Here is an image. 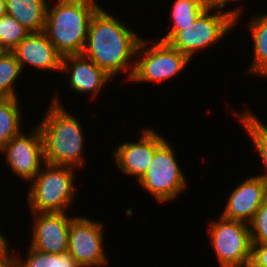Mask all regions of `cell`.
Here are the masks:
<instances>
[{"mask_svg": "<svg viewBox=\"0 0 267 267\" xmlns=\"http://www.w3.org/2000/svg\"><path fill=\"white\" fill-rule=\"evenodd\" d=\"M120 20L100 6L90 20L82 54L112 78L129 72L126 79L130 81L142 38Z\"/></svg>", "mask_w": 267, "mask_h": 267, "instance_id": "cell-1", "label": "cell"}, {"mask_svg": "<svg viewBox=\"0 0 267 267\" xmlns=\"http://www.w3.org/2000/svg\"><path fill=\"white\" fill-rule=\"evenodd\" d=\"M57 94L51 97V105L45 110L43 120L37 124L43 137L45 163L84 168L86 139L82 124L64 108Z\"/></svg>", "mask_w": 267, "mask_h": 267, "instance_id": "cell-2", "label": "cell"}, {"mask_svg": "<svg viewBox=\"0 0 267 267\" xmlns=\"http://www.w3.org/2000/svg\"><path fill=\"white\" fill-rule=\"evenodd\" d=\"M97 2L57 0L53 7L47 5L44 33L62 57L82 54L90 20L100 7Z\"/></svg>", "mask_w": 267, "mask_h": 267, "instance_id": "cell-3", "label": "cell"}, {"mask_svg": "<svg viewBox=\"0 0 267 267\" xmlns=\"http://www.w3.org/2000/svg\"><path fill=\"white\" fill-rule=\"evenodd\" d=\"M236 7L226 12L224 8L208 6L187 26L169 25L168 32L160 40L168 42L192 61L195 53L197 55L198 51L211 48L234 29L233 26L238 24V19L243 13L241 7Z\"/></svg>", "mask_w": 267, "mask_h": 267, "instance_id": "cell-4", "label": "cell"}, {"mask_svg": "<svg viewBox=\"0 0 267 267\" xmlns=\"http://www.w3.org/2000/svg\"><path fill=\"white\" fill-rule=\"evenodd\" d=\"M71 166L44 164L30 182L27 202L30 212H66L77 193Z\"/></svg>", "mask_w": 267, "mask_h": 267, "instance_id": "cell-5", "label": "cell"}, {"mask_svg": "<svg viewBox=\"0 0 267 267\" xmlns=\"http://www.w3.org/2000/svg\"><path fill=\"white\" fill-rule=\"evenodd\" d=\"M149 43V44H148ZM151 44V45H150ZM135 67L130 79L138 83L168 81L188 66L191 61L168 42L141 39L135 56Z\"/></svg>", "mask_w": 267, "mask_h": 267, "instance_id": "cell-6", "label": "cell"}, {"mask_svg": "<svg viewBox=\"0 0 267 267\" xmlns=\"http://www.w3.org/2000/svg\"><path fill=\"white\" fill-rule=\"evenodd\" d=\"M173 147L165 141L156 151L144 176L138 181L157 202L166 204L186 190L185 174L178 164Z\"/></svg>", "mask_w": 267, "mask_h": 267, "instance_id": "cell-7", "label": "cell"}, {"mask_svg": "<svg viewBox=\"0 0 267 267\" xmlns=\"http://www.w3.org/2000/svg\"><path fill=\"white\" fill-rule=\"evenodd\" d=\"M207 230L219 267H249L252 241L248 224L220 215L210 221Z\"/></svg>", "mask_w": 267, "mask_h": 267, "instance_id": "cell-8", "label": "cell"}, {"mask_svg": "<svg viewBox=\"0 0 267 267\" xmlns=\"http://www.w3.org/2000/svg\"><path fill=\"white\" fill-rule=\"evenodd\" d=\"M103 223L76 216L69 225L67 252L80 267H103L109 259L104 251Z\"/></svg>", "mask_w": 267, "mask_h": 267, "instance_id": "cell-9", "label": "cell"}, {"mask_svg": "<svg viewBox=\"0 0 267 267\" xmlns=\"http://www.w3.org/2000/svg\"><path fill=\"white\" fill-rule=\"evenodd\" d=\"M12 173L23 181H32L45 164L41 130L34 126L25 134L12 137L1 151Z\"/></svg>", "mask_w": 267, "mask_h": 267, "instance_id": "cell-10", "label": "cell"}, {"mask_svg": "<svg viewBox=\"0 0 267 267\" xmlns=\"http://www.w3.org/2000/svg\"><path fill=\"white\" fill-rule=\"evenodd\" d=\"M166 141L153 128H143L137 140L122 142L113 149L112 155L122 174L135 177L138 181L144 176L151 164L155 151Z\"/></svg>", "mask_w": 267, "mask_h": 267, "instance_id": "cell-11", "label": "cell"}, {"mask_svg": "<svg viewBox=\"0 0 267 267\" xmlns=\"http://www.w3.org/2000/svg\"><path fill=\"white\" fill-rule=\"evenodd\" d=\"M31 213L35 220L31 227L30 247L51 254L67 252L69 225L76 215L68 216L67 212Z\"/></svg>", "mask_w": 267, "mask_h": 267, "instance_id": "cell-12", "label": "cell"}, {"mask_svg": "<svg viewBox=\"0 0 267 267\" xmlns=\"http://www.w3.org/2000/svg\"><path fill=\"white\" fill-rule=\"evenodd\" d=\"M266 198L267 182L258 175L248 176L230 193L220 215L249 224Z\"/></svg>", "mask_w": 267, "mask_h": 267, "instance_id": "cell-13", "label": "cell"}, {"mask_svg": "<svg viewBox=\"0 0 267 267\" xmlns=\"http://www.w3.org/2000/svg\"><path fill=\"white\" fill-rule=\"evenodd\" d=\"M74 92L91 94L95 100L112 77L97 64L83 54L66 55L62 57L61 71ZM67 77V78H66Z\"/></svg>", "mask_w": 267, "mask_h": 267, "instance_id": "cell-14", "label": "cell"}, {"mask_svg": "<svg viewBox=\"0 0 267 267\" xmlns=\"http://www.w3.org/2000/svg\"><path fill=\"white\" fill-rule=\"evenodd\" d=\"M22 70L25 66L42 71H61L62 56L44 31L30 32L13 50Z\"/></svg>", "mask_w": 267, "mask_h": 267, "instance_id": "cell-15", "label": "cell"}, {"mask_svg": "<svg viewBox=\"0 0 267 267\" xmlns=\"http://www.w3.org/2000/svg\"><path fill=\"white\" fill-rule=\"evenodd\" d=\"M47 0H6L7 14L16 19L29 32L45 28Z\"/></svg>", "mask_w": 267, "mask_h": 267, "instance_id": "cell-16", "label": "cell"}, {"mask_svg": "<svg viewBox=\"0 0 267 267\" xmlns=\"http://www.w3.org/2000/svg\"><path fill=\"white\" fill-rule=\"evenodd\" d=\"M256 15V16H255ZM246 24L253 41V60L247 67L248 75H259L267 78V14H255Z\"/></svg>", "mask_w": 267, "mask_h": 267, "instance_id": "cell-17", "label": "cell"}, {"mask_svg": "<svg viewBox=\"0 0 267 267\" xmlns=\"http://www.w3.org/2000/svg\"><path fill=\"white\" fill-rule=\"evenodd\" d=\"M250 109L243 110L241 113L236 112V117L238 118V122L242 123L241 126L244 128L249 138L252 140L253 145L255 147V151H257L260 156V160L262 161L263 169L265 170L262 174L260 173L258 176H261L267 182V126L257 117V115L253 114Z\"/></svg>", "mask_w": 267, "mask_h": 267, "instance_id": "cell-18", "label": "cell"}, {"mask_svg": "<svg viewBox=\"0 0 267 267\" xmlns=\"http://www.w3.org/2000/svg\"><path fill=\"white\" fill-rule=\"evenodd\" d=\"M18 98H0V152L22 130V110ZM21 110V111H20Z\"/></svg>", "mask_w": 267, "mask_h": 267, "instance_id": "cell-19", "label": "cell"}, {"mask_svg": "<svg viewBox=\"0 0 267 267\" xmlns=\"http://www.w3.org/2000/svg\"><path fill=\"white\" fill-rule=\"evenodd\" d=\"M23 70L12 51H0V98H19L15 82Z\"/></svg>", "mask_w": 267, "mask_h": 267, "instance_id": "cell-20", "label": "cell"}, {"mask_svg": "<svg viewBox=\"0 0 267 267\" xmlns=\"http://www.w3.org/2000/svg\"><path fill=\"white\" fill-rule=\"evenodd\" d=\"M27 257L23 260L15 255L18 267H80L76 260L68 253L51 254L39 252L28 246Z\"/></svg>", "mask_w": 267, "mask_h": 267, "instance_id": "cell-21", "label": "cell"}, {"mask_svg": "<svg viewBox=\"0 0 267 267\" xmlns=\"http://www.w3.org/2000/svg\"><path fill=\"white\" fill-rule=\"evenodd\" d=\"M206 0H174L171 8L172 26H187L208 7Z\"/></svg>", "mask_w": 267, "mask_h": 267, "instance_id": "cell-22", "label": "cell"}, {"mask_svg": "<svg viewBox=\"0 0 267 267\" xmlns=\"http://www.w3.org/2000/svg\"><path fill=\"white\" fill-rule=\"evenodd\" d=\"M30 32L12 16L0 17V51H12Z\"/></svg>", "mask_w": 267, "mask_h": 267, "instance_id": "cell-23", "label": "cell"}, {"mask_svg": "<svg viewBox=\"0 0 267 267\" xmlns=\"http://www.w3.org/2000/svg\"><path fill=\"white\" fill-rule=\"evenodd\" d=\"M248 225L252 244L267 245V198Z\"/></svg>", "mask_w": 267, "mask_h": 267, "instance_id": "cell-24", "label": "cell"}, {"mask_svg": "<svg viewBox=\"0 0 267 267\" xmlns=\"http://www.w3.org/2000/svg\"><path fill=\"white\" fill-rule=\"evenodd\" d=\"M249 267H267V245L252 244Z\"/></svg>", "mask_w": 267, "mask_h": 267, "instance_id": "cell-25", "label": "cell"}, {"mask_svg": "<svg viewBox=\"0 0 267 267\" xmlns=\"http://www.w3.org/2000/svg\"><path fill=\"white\" fill-rule=\"evenodd\" d=\"M9 245L0 250V267H13L15 264V253L9 249Z\"/></svg>", "mask_w": 267, "mask_h": 267, "instance_id": "cell-26", "label": "cell"}, {"mask_svg": "<svg viewBox=\"0 0 267 267\" xmlns=\"http://www.w3.org/2000/svg\"><path fill=\"white\" fill-rule=\"evenodd\" d=\"M242 0H206L209 6L211 7H221L225 8L226 4H229L230 2H238Z\"/></svg>", "mask_w": 267, "mask_h": 267, "instance_id": "cell-27", "label": "cell"}, {"mask_svg": "<svg viewBox=\"0 0 267 267\" xmlns=\"http://www.w3.org/2000/svg\"><path fill=\"white\" fill-rule=\"evenodd\" d=\"M7 241L8 240L6 236H4V234H2V232L0 231V250L6 248L9 245Z\"/></svg>", "mask_w": 267, "mask_h": 267, "instance_id": "cell-28", "label": "cell"}, {"mask_svg": "<svg viewBox=\"0 0 267 267\" xmlns=\"http://www.w3.org/2000/svg\"><path fill=\"white\" fill-rule=\"evenodd\" d=\"M7 14L6 0H0V17Z\"/></svg>", "mask_w": 267, "mask_h": 267, "instance_id": "cell-29", "label": "cell"}]
</instances>
